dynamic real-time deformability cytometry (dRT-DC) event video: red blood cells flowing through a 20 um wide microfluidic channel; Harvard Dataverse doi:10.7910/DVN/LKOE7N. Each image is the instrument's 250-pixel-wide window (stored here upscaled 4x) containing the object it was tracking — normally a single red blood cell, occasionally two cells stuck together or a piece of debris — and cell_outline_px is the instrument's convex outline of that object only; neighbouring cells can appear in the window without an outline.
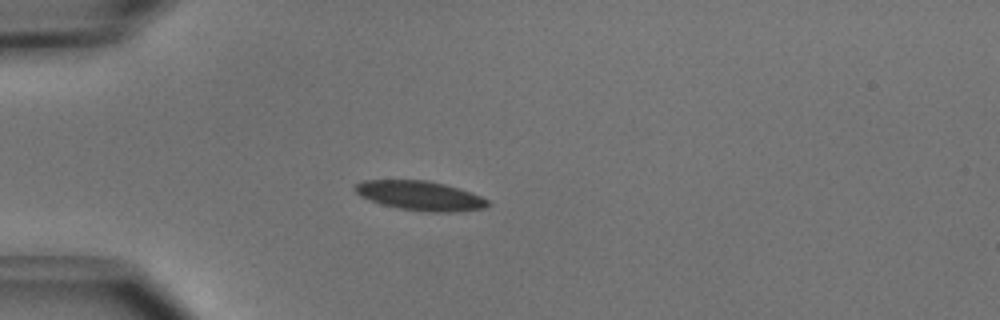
{"species": "common noctule bat (a hibernating species)", "species_latin": "Nyctalus noctula", "temperature_condition": "cold", "stored_images_in_passage": 38, "camera_frame_rate_fps": 3000, "um_per_image_px": 0.085, "animal": {"sex": "male", "body_mass_g": 15.6}, "frame": {"image": 1, "passage_image": 1, "time_ms": 0.0, "image_size_px": [1000, 320], "cell_outline_px": [[492, 204], [484, 208], [456, 212], [428, 212], [400, 208], [368, 200], [360, 196], [352, 188], [356, 184], [364, 180], [424, 180], [444, 184], [460, 188], [480, 196], [488, 200]], "centroid_in_image_um": [35.72, 16.63], "position_along_channel_um": 49.3, "area_um2": 22.72}}
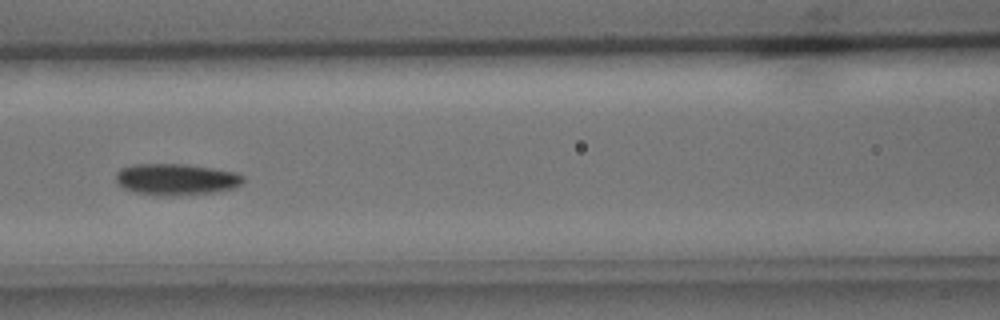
{"frame": {"image": 2, "passage_image": 10, "time_ms": 3.0, "image_size_px": [1000, 320], "cell_outline_px": [[244, 180], [236, 188], [216, 192], [176, 196], [164, 196], [136, 192], [124, 188], [116, 180], [116, 172], [120, 168], [136, 164], [184, 164], [212, 168], [236, 172], [244, 176]], "centroid_in_image_um": [15.0, 15.25], "position_along_channel_um": 151.6, "area_um2": 23.41}}
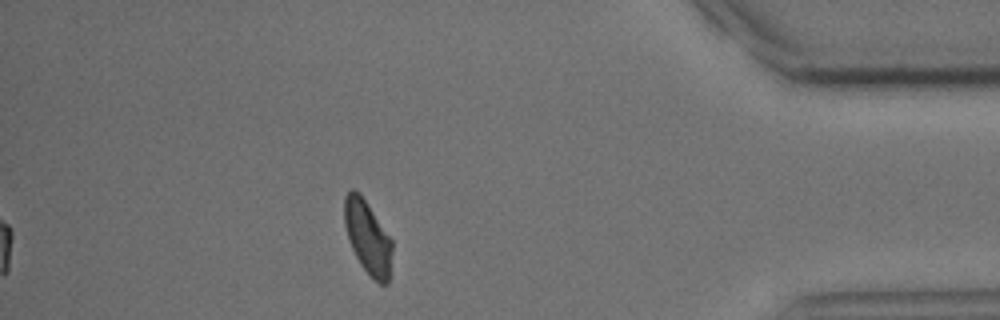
{"frame": {"image": 3, "passage_image": 32, "time_ms": 10.333, "image_size_px": [1000, 320], "cell_outline_px": [[392, 248], [388, 284], [380, 284], [360, 264], [348, 240], [344, 224], [344, 196], [352, 188], [364, 200], [392, 240]], "centroid_in_image_um": [31.24, 20.18], "position_along_channel_um": 404.0, "area_um2": 19.83}, "authors_computed_cell_mechanics": {"area_um2": 22.3108, "velocity_mm_per_s": 3.9531, "shape_relaxation_time_tau1_ms": 2.7901, "shape_relaxation_time_tau2_ms": null, "deformation_change_tau1": 0.0907, "deformation_change_tau2": null}}